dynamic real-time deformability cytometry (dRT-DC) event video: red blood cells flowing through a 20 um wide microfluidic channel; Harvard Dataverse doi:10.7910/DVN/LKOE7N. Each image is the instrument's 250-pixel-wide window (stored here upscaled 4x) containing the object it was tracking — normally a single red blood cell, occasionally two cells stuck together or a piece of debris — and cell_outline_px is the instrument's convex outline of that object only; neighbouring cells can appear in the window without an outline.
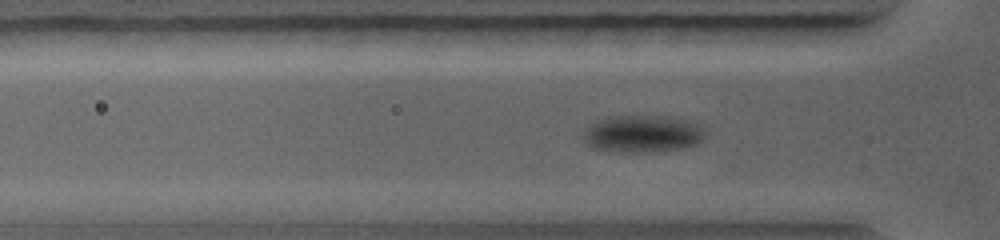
{"species": "common noctule bat (a hibernating species)", "species_latin": "Nyctalus noctula", "temperature_condition": "warm", "stored_images_in_passage": 49, "camera_frame_rate_fps": 5000, "um_per_image_px": 0.085, "animal": {"sex": "female", "body_mass_g": 19.0, "forearm_length_mm": 56.7}, "frame": {"image": 1, "passage_image": 2, "time_ms": 0.2, "image_size_px": [1000, 240], "cell_outline_px": [[704, 136], [696, 144], [656, 152], [620, 152], [592, 148], [588, 144], [584, 136], [584, 132], [592, 124], [600, 120], [612, 116], [644, 116], [684, 120], [696, 124], [704, 132]], "centroid_in_image_um": [54.56, 11.4], "position_along_channel_um": 71.2, "area_um2": 25.43}}
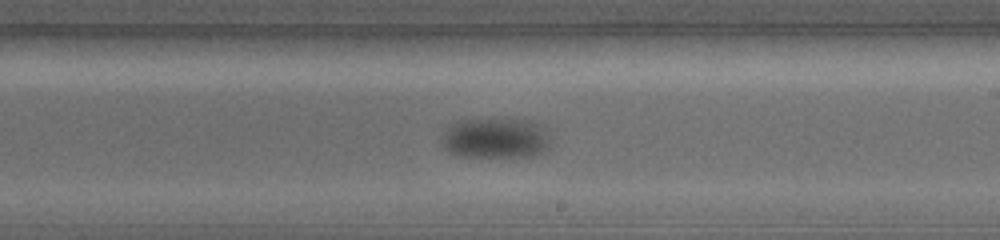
{"frame": {"image": 2, "passage_image": 15, "time_ms": 4.0, "image_size_px": [1000, 240], "cell_outline_px": [[556, 144], [544, 152], [532, 156], [456, 156], [448, 152], [440, 144], [440, 140], [448, 128], [452, 124], [460, 120], [532, 120], [540, 124]], "centroid_in_image_um": [42.18, 11.76], "position_along_channel_um": 246.8, "area_um2": 25.89}}
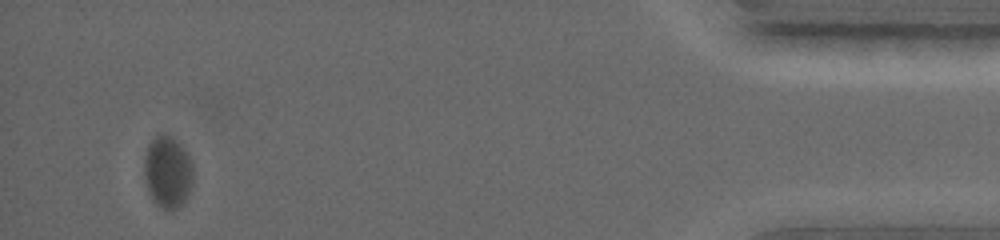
{"frame": {"image": 3, "passage_image": 42, "time_ms": 9.8, "image_size_px": [1000, 240], "cell_outline_px": [[192, 184], [188, 196], [172, 212], [156, 204], [148, 192], [144, 172], [144, 160], [148, 144], [156, 136], [172, 136], [180, 144], [188, 156], [192, 164]], "centroid_in_image_um": [14.24, 14.64], "position_along_channel_um": 421.0, "area_um2": 20.23}}